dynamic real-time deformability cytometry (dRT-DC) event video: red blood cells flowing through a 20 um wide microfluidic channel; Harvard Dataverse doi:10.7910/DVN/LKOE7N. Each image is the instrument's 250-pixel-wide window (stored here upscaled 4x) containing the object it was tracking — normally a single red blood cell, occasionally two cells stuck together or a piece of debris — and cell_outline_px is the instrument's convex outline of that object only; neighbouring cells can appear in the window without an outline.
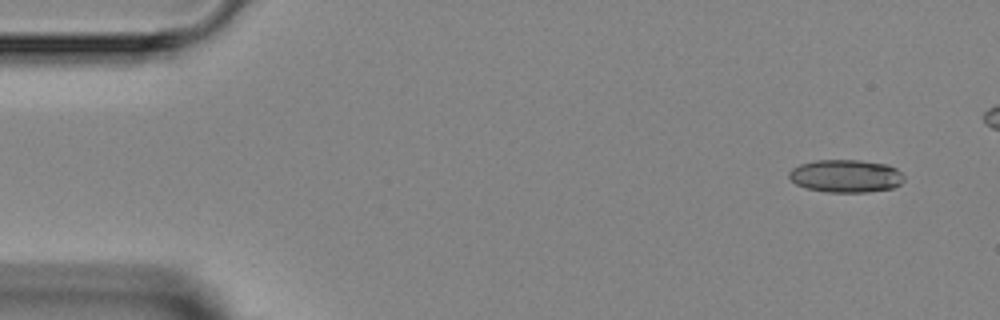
{"species": "Egyptian fruit bat (a non-hibernating species)", "species_latin": "Rousettus aegyptiacus", "temperature_condition": "room temperature", "stored_images_in_passage": 3, "camera_frame_rate_fps": 3000, "um_per_image_px": 0.085, "animal": {"sex": "female"}, "frame": {"image": 1, "passage_image": 1, "time_ms": 0.0, "image_size_px": [1000, 320], "cell_outline_px": [[904, 180], [900, 184], [892, 188], [868, 192], [828, 192], [808, 188], [796, 184], [788, 176], [788, 172], [792, 168], [800, 164], [816, 160], [860, 160], [888, 164], [896, 168], [904, 176]], "centroid_in_image_um": [71.91, 14.95], "position_along_channel_um": 13.1, "area_um2": 22.02}}